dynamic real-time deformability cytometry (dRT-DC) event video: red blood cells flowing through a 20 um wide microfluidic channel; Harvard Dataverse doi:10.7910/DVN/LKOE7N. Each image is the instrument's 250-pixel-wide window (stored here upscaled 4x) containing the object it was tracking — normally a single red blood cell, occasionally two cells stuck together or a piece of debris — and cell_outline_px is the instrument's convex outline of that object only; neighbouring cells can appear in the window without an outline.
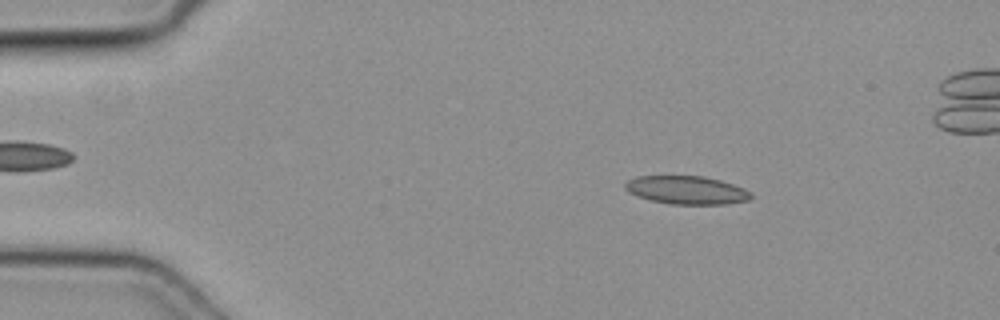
{"species": "common noctule bat (a hibernating species)", "species_latin": "Nyctalus noctula", "temperature_condition": "cold", "stored_images_in_passage": 48, "camera_frame_rate_fps": 3000, "um_per_image_px": 0.085, "animal": {"sex": "female", "body_mass_g": 19.3, "forearm_length_mm": 54.1}, "frame": {"image": 1, "passage_image": 8, "time_ms": 2.333, "image_size_px": [1000, 320], "cell_outline_px": [[752, 196], [748, 200], [724, 204], [668, 204], [636, 196], [628, 192], [624, 188], [624, 184], [628, 180], [636, 176], [704, 176], [720, 180], [744, 188], [752, 192]], "centroid_in_image_um": [58.34, 16.15], "position_along_channel_um": 26.7, "area_um2": 20.75}}
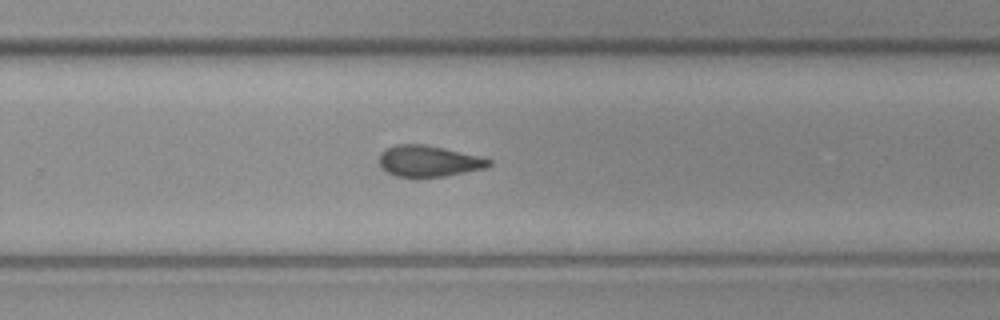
{"frame": {"image": 2, "passage_image": 32, "time_ms": 10.333, "image_size_px": [1000, 320], "cell_outline_px": [[492, 164], [484, 168], [444, 176], [416, 180], [396, 176], [380, 168], [380, 152], [384, 148], [396, 144], [420, 144], [444, 148], [480, 156], [492, 160]], "centroid_in_image_um": [36.38, 13.72], "position_along_channel_um": 293.4, "area_um2": 20.4}}
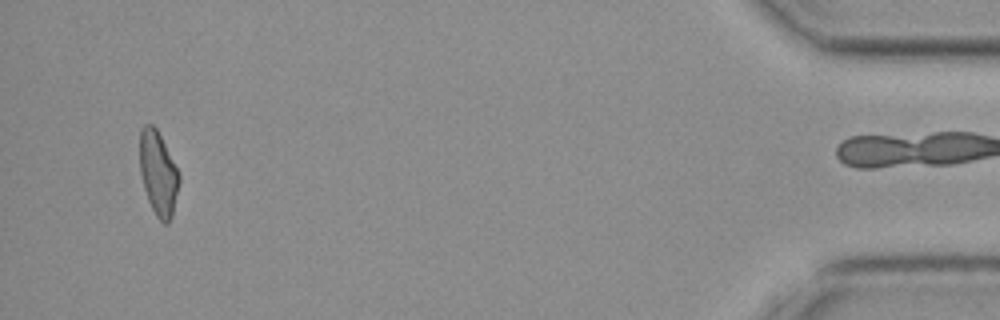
{"frame": {"image": 3, "passage_image": 47, "time_ms": 15.333, "image_size_px": [1000, 320], "cell_outline_px": [[180, 180], [172, 216], [168, 224], [164, 224], [156, 216], [148, 200], [144, 188], [140, 172], [140, 128], [144, 124], [152, 124], [156, 128], [180, 176]], "centroid_in_image_um": [13.43, 14.75], "position_along_channel_um": 421.8, "area_um2": 19.02}}